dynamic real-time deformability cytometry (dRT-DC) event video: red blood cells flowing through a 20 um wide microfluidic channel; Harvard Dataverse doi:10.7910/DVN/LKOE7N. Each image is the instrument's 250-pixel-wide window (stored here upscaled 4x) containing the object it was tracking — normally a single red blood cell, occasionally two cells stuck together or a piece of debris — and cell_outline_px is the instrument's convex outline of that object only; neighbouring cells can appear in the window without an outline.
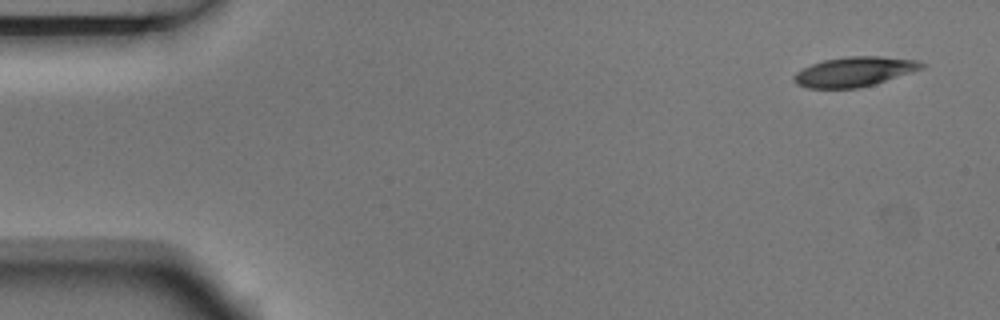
{"species": "Egyptian fruit bat (a non-hibernating species)", "species_latin": "Rousettus aegyptiacus", "temperature_condition": "room temperature", "stored_images_in_passage": 4, "camera_frame_rate_fps": 3000, "um_per_image_px": 0.085, "animal": {"sex": "male"}, "frame": {"image": 1, "passage_image": 1, "time_ms": 0.0, "image_size_px": [1000, 320], "cell_outline_px": [[928, 64], [924, 68], [876, 84], [860, 88], [808, 88], [796, 84], [792, 76], [796, 72], [812, 64], [824, 60], [848, 56], [880, 56], [920, 60]], "centroid_in_image_um": [72.68, 6.09], "position_along_channel_um": 12.3, "area_um2": 22.31}}